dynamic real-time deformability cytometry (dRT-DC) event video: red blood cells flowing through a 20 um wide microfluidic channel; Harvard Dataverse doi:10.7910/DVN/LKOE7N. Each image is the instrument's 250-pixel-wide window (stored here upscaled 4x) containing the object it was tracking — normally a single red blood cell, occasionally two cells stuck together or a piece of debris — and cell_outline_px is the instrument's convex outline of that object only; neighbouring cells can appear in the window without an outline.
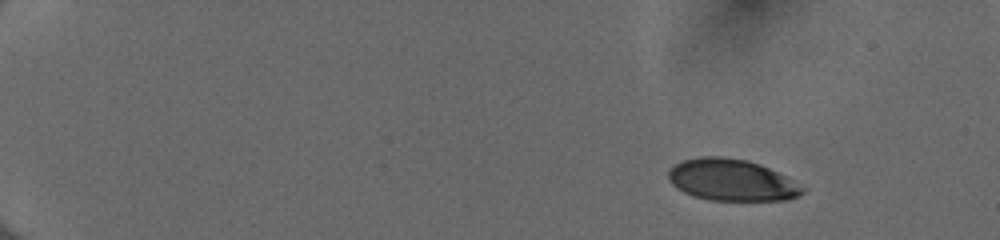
{"species": "human", "species_latin": "Homo sapiens", "temperature_condition": "cold", "stored_images_in_passage": 47, "camera_frame_rate_fps": 3000, "um_per_image_px": 0.085, "donor": {"sex": "female"}, "frame": {"image": 1, "passage_image": 1, "time_ms": 0.0, "image_size_px": [1000, 240], "cell_outline_px": [[808, 188], [804, 192], [788, 200], [708, 200], [684, 192], [676, 188], [668, 180], [668, 168], [680, 160], [700, 156], [720, 156], [748, 160], [760, 164]], "centroid_in_image_um": [62.15, 15.29], "position_along_channel_um": 22.8, "area_um2": 32.71}}
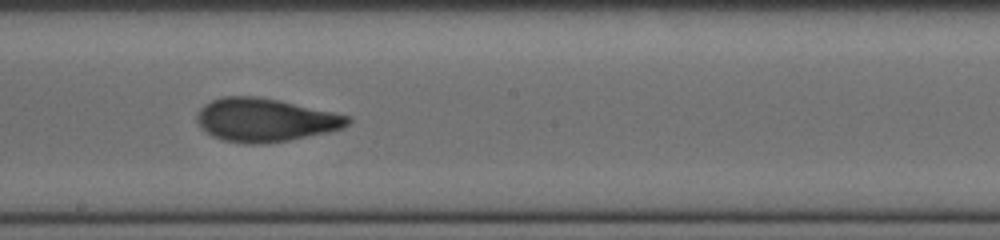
{"frame": {"image": 2, "passage_image": 27, "time_ms": 8.667, "image_size_px": [1000, 240], "cell_outline_px": [[352, 120], [344, 128], [328, 132], [288, 140], [264, 144], [244, 144], [224, 140], [212, 136], [200, 128], [196, 120], [196, 116], [200, 108], [204, 104], [220, 96], [256, 96], [280, 100], [352, 116]], "centroid_in_image_um": [22.53, 10.19], "position_along_channel_um": 225.7, "area_um2": 38.44}}
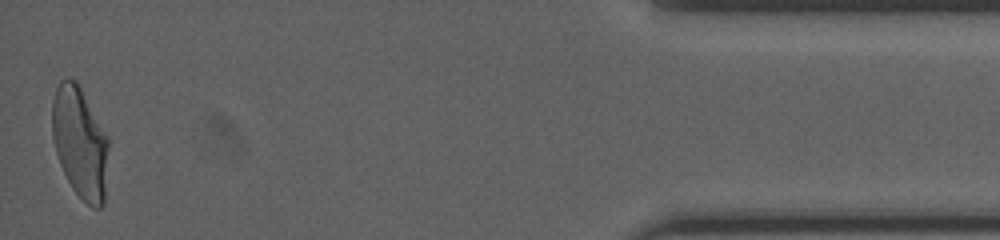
{"frame": {"image": 3, "passage_image": 47, "time_ms": 15.333, "image_size_px": [1000, 240], "cell_outline_px": [[108, 148], [104, 204], [100, 208], [92, 208], [72, 188], [60, 164], [56, 152], [52, 136], [52, 100], [56, 88], [60, 80], [76, 80], [108, 136]], "centroid_in_image_um": [6.8, 12.12], "position_along_channel_um": 428.4, "area_um2": 36.3}, "authors_computed_cell_mechanics": {"area_um2": 36.5296, "velocity_mm_per_s": 4.0134, "shape_relaxation_time_tau1_ms": 4.6271, "shape_relaxation_time_tau2_ms": 1.1914, "deformation_change_tau1": 0.1974, "deformation_change_tau2": 0.0691}}